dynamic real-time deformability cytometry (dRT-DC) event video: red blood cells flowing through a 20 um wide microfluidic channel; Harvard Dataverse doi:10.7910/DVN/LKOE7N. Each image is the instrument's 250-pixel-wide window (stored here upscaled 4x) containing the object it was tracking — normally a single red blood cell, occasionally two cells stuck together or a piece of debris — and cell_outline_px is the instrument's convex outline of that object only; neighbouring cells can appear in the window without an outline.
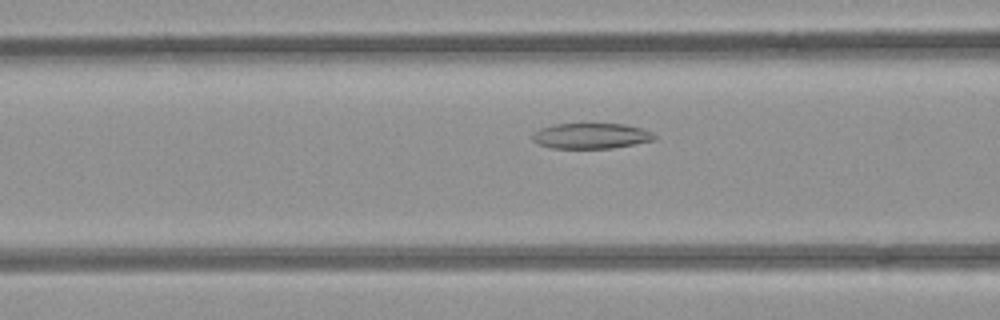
{"species": "common noctule bat (a hibernating species)", "species_latin": "Nyctalus noctula", "temperature_condition": "room temperature", "stored_images_in_passage": 53, "camera_frame_rate_fps": 3000, "um_per_image_px": 0.085, "animal": {"sex": "female", "body_mass_g": 21.9}, "frame": {"image": 1, "passage_image": 21, "time_ms": 6.667, "image_size_px": [1000, 320], "cell_outline_px": [[656, 140], [612, 148], [552, 148], [540, 144], [532, 140], [532, 132], [540, 128], [552, 124], [624, 124], [640, 128], [652, 132], [656, 136]], "centroid_in_image_um": [50.23, 11.55], "position_along_channel_um": 116.4, "area_um2": 18.15}}
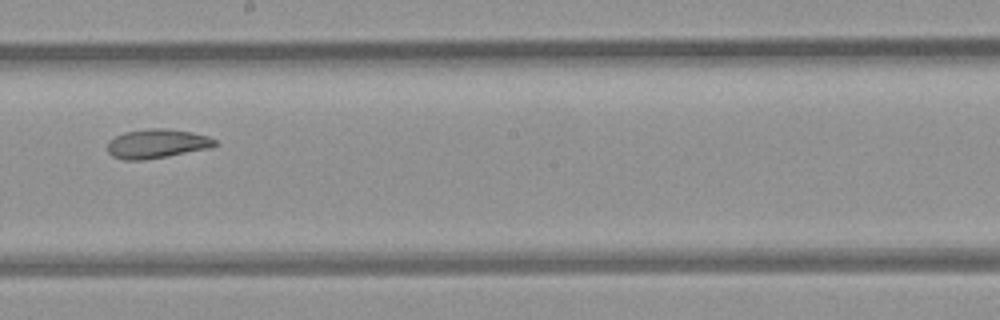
{"frame": {"image": 2, "passage_image": 30, "time_ms": 9.667, "image_size_px": [1000, 320], "cell_outline_px": [[220, 144], [212, 148], [168, 156], [144, 160], [124, 160], [112, 156], [108, 152], [108, 140], [124, 132], [148, 128], [168, 128], [192, 132], [208, 136], [216, 140]], "centroid_in_image_um": [13.37, 12.21], "position_along_channel_um": 234.8, "area_um2": 18.55}}
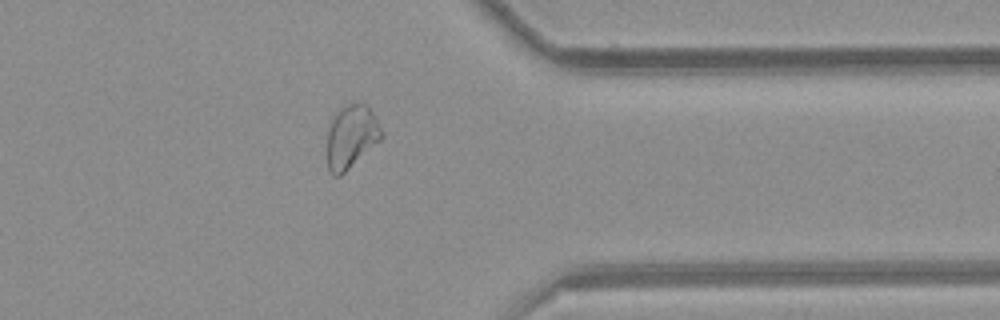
{"frame": {"image": 3, "passage_image": 42, "time_ms": 13.667, "image_size_px": [1000, 320], "cell_outline_px": [[384, 136], [380, 140], [340, 176], [332, 176], [328, 168], [328, 128], [336, 112], [344, 104], [368, 104], [384, 132]], "centroid_in_image_um": [29.87, 11.6], "position_along_channel_um": 381.5, "area_um2": 19.94}, "authors_computed_cell_mechanics": {"area_um2": 21.7328, "velocity_mm_per_s": 3.9425, "shape_relaxation_time_tau1_ms": null, "shape_relaxation_time_tau2_ms": 1.7343, "deformation_change_tau1": null, "deformation_change_tau2": 0.0673}}